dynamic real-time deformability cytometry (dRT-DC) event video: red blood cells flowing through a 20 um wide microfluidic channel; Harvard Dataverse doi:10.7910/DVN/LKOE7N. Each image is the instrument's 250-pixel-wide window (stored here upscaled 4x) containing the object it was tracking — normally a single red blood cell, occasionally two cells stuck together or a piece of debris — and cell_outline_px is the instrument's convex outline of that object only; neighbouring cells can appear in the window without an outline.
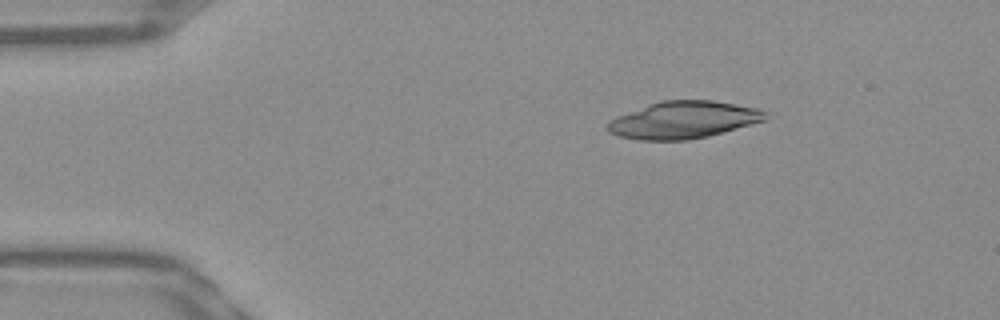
{"species": "Egyptian fruit bat (a non-hibernating species)", "species_latin": "Rousettus aegyptiacus", "temperature_condition": "warm", "stored_images_in_passage": 44, "camera_frame_rate_fps": 3000, "um_per_image_px": 0.085, "frame": {"image": 1, "passage_image": 1, "time_ms": 0.0, "image_size_px": [1000, 320], "cell_outline_px": [[768, 120], [708, 136], [688, 140], [640, 140], [620, 136], [608, 132], [608, 120], [616, 116], [648, 104], [660, 100], [712, 100], [756, 108], [768, 112]], "centroid_in_image_um": [58.1, 10.19], "position_along_channel_um": 26.9, "area_um2": 34.28}}